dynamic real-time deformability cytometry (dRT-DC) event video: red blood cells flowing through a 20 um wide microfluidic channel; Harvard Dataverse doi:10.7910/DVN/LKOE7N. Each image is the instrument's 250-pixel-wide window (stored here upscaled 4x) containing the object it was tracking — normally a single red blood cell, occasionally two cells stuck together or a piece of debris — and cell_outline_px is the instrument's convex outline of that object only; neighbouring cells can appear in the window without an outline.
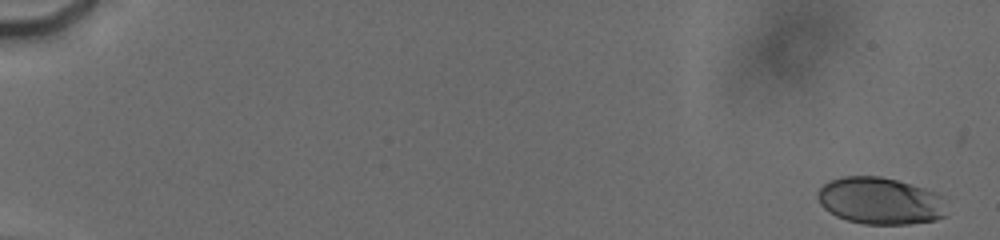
{"species": "human", "species_latin": "Homo sapiens", "temperature_condition": "cold", "stored_images_in_passage": 15, "camera_frame_rate_fps": 3000, "um_per_image_px": 0.085, "donor": {"sex": "male"}, "frame": {"image": 1, "passage_image": 1, "time_ms": 0.0, "image_size_px": [1000, 240], "cell_outline_px": [[948, 216], [936, 220], [908, 224], [864, 224], [848, 220], [836, 216], [824, 208], [820, 204], [816, 196], [816, 192], [824, 184], [840, 176], [880, 176], [896, 180], [924, 188], [936, 192], [940, 196]], "centroid_in_image_um": [74.8, 17.08], "position_along_channel_um": 10.2, "area_um2": 35.37}}
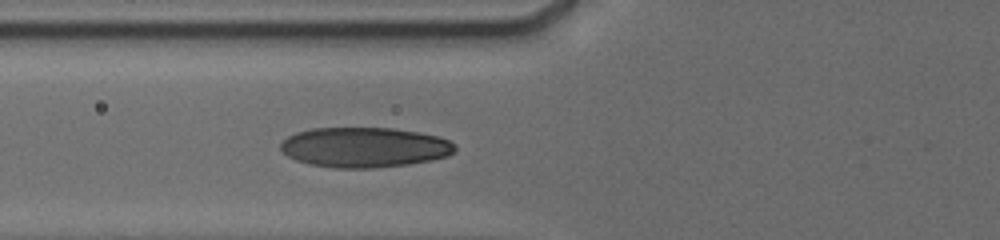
{"frame": {"image": 2, "passage_image": 15, "time_ms": 7.333, "image_size_px": [1000, 240], "cell_outline_px": [[456, 152], [448, 156], [432, 160], [408, 164], [372, 168], [332, 168], [308, 164], [296, 160], [288, 156], [280, 148], [280, 144], [288, 136], [296, 132], [312, 128], [392, 128], [420, 132], [436, 136], [448, 140], [456, 144]], "centroid_in_image_um": [30.99, 12.52], "position_along_channel_um": 94.8, "area_um2": 40.92}}